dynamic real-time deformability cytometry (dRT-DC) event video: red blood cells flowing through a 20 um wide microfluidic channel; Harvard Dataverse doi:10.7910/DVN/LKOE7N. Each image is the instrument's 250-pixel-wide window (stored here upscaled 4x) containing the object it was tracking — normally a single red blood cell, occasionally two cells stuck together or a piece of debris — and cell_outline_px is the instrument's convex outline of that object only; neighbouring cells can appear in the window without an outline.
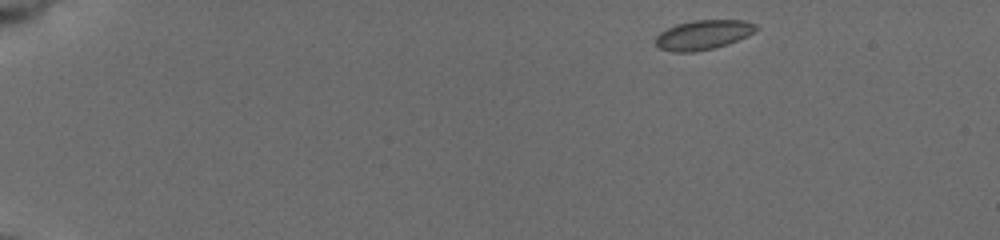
{"species": "common noctule bat (a hibernating species)", "species_latin": "Nyctalus noctula", "temperature_condition": "cold", "stored_images_in_passage": 34, "camera_frame_rate_fps": 3000, "um_per_image_px": 0.085, "animal": {"sex": "female", "body_mass_g": 19.5, "forearm_length_mm": 54.1}, "frame": {"image": 1, "passage_image": 1, "time_ms": 0.0, "image_size_px": [1000, 240], "cell_outline_px": [[756, 28], [748, 36], [728, 44], [696, 52], [672, 52], [660, 48], [656, 44], [656, 36], [660, 32], [676, 24], [696, 20], [744, 20], [756, 24]], "centroid_in_image_um": [59.76, 2.96], "position_along_channel_um": 25.2, "area_um2": 17.17}}
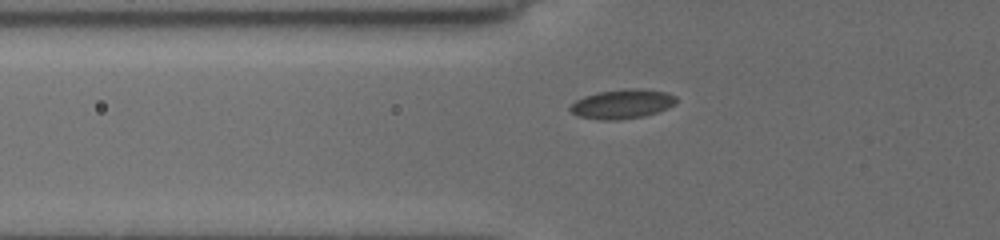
{"frame": {"image": 2, "passage_image": 24, "time_ms": 4.333, "image_size_px": [1000, 240], "cell_outline_px": [[676, 104], [668, 108], [644, 116], [620, 120], [600, 120], [576, 116], [568, 108], [576, 100], [584, 96], [596, 92], [624, 88], [636, 88], [664, 92], [676, 96]], "centroid_in_image_um": [52.86, 8.84], "position_along_channel_um": 72.9, "area_um2": 18.26}}
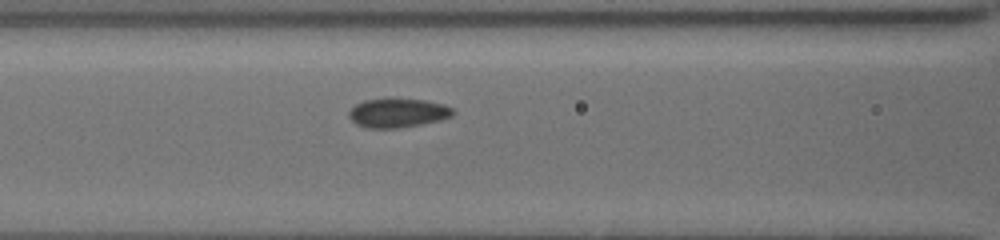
{"frame": {"image": 3, "passage_image": 33, "time_ms": 6.0, "image_size_px": [1000, 240], "cell_outline_px": [[456, 112], [452, 116], [440, 120], [420, 124], [396, 128], [368, 128], [356, 124], [348, 116], [348, 112], [356, 104], [364, 100], [384, 96], [424, 100], [444, 104], [452, 108]], "centroid_in_image_um": [33.79, 9.56], "position_along_channel_um": 132.8, "area_um2": 18.09}}